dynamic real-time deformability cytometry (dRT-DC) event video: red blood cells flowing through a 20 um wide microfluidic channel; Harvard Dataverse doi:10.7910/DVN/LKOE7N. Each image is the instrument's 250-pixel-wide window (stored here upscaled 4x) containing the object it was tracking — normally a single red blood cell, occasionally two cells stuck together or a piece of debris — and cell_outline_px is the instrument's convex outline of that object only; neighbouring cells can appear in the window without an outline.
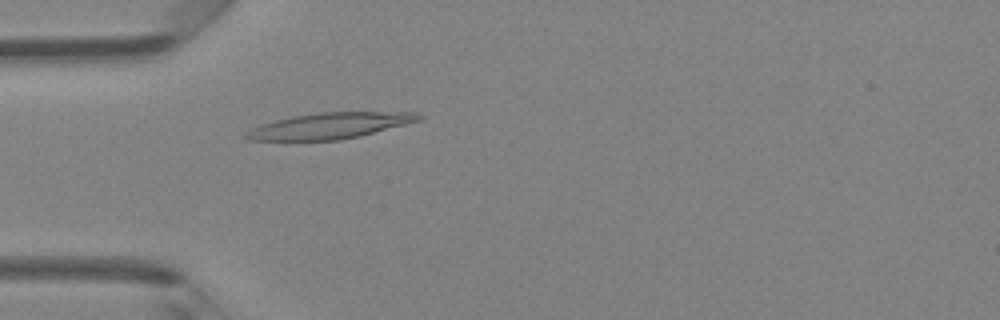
{"species": "Egyptian fruit bat (a non-hibernating species)", "species_latin": "Rousettus aegyptiacus", "temperature_condition": "room temperature", "stored_images_in_passage": 47, "camera_frame_rate_fps": 3000, "um_per_image_px": 0.085, "animal": {"sex": "female"}, "frame": {"image": 1, "passage_image": 14, "time_ms": 4.333, "image_size_px": [1000, 320], "cell_outline_px": [[424, 116], [420, 120], [360, 136], [336, 140], [248, 140], [244, 136], [252, 128], [260, 124], [292, 116], [316, 112], [416, 112]], "centroid_in_image_um": [28.04, 10.68], "position_along_channel_um": 57.0, "area_um2": 25.89}}
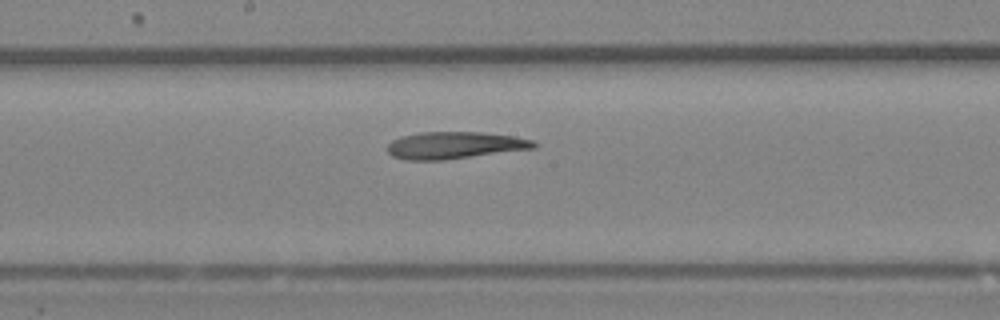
{"frame": {"image": 2, "passage_image": 25, "time_ms": 8.0, "image_size_px": [1000, 320], "cell_outline_px": [[536, 148], [444, 160], [404, 160], [392, 156], [384, 148], [392, 140], [400, 136], [420, 132], [480, 132], [512, 136], [536, 140]], "centroid_in_image_um": [38.61, 12.35], "position_along_channel_um": 209.6, "area_um2": 23.29}}
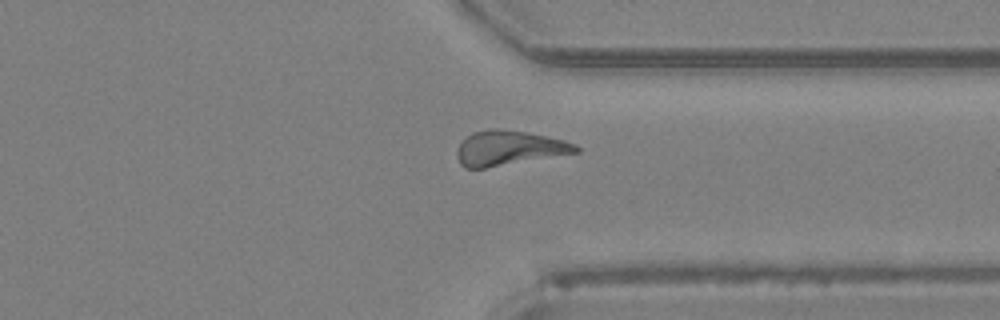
{"frame": {"image": 3, "passage_image": 36, "time_ms": 11.667, "image_size_px": [1000, 320], "cell_outline_px": [[580, 152], [484, 168], [464, 168], [460, 164], [456, 156], [456, 152], [460, 140], [472, 132], [488, 128], [500, 128], [528, 132], [564, 140], [576, 144], [580, 148]], "centroid_in_image_um": [43.22, 12.57], "position_along_channel_um": 368.2, "area_um2": 24.33}}